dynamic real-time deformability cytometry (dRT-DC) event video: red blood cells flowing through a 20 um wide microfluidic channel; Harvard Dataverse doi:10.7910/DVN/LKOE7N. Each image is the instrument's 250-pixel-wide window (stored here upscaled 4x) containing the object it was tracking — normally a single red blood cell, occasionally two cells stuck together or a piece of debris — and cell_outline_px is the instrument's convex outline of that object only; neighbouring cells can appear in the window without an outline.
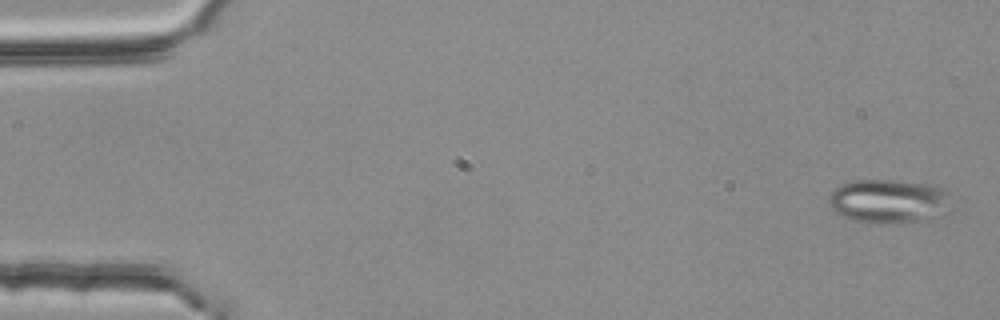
{"species": "common noctule bat (a hibernating species)", "species_latin": "Nyctalus noctula", "temperature_condition": "room temperature", "stored_images_in_passage": 4, "camera_frame_rate_fps": 3000, "um_per_image_px": 0.085, "animal": {"sex": "female", "body_mass_g": 25.1}, "frame": {"image": 1, "passage_image": 1, "time_ms": 0.0, "image_size_px": [1000, 320], "cell_outline_px": [[956, 192], [940, 216], [928, 220], [888, 224], [868, 224], [852, 220], [836, 212], [832, 208], [828, 200], [828, 196], [840, 184], [856, 180], [896, 180], [932, 184], [948, 188]], "centroid_in_image_um": [75.62, 17.1], "position_along_channel_um": 9.4, "area_um2": 32.25}}